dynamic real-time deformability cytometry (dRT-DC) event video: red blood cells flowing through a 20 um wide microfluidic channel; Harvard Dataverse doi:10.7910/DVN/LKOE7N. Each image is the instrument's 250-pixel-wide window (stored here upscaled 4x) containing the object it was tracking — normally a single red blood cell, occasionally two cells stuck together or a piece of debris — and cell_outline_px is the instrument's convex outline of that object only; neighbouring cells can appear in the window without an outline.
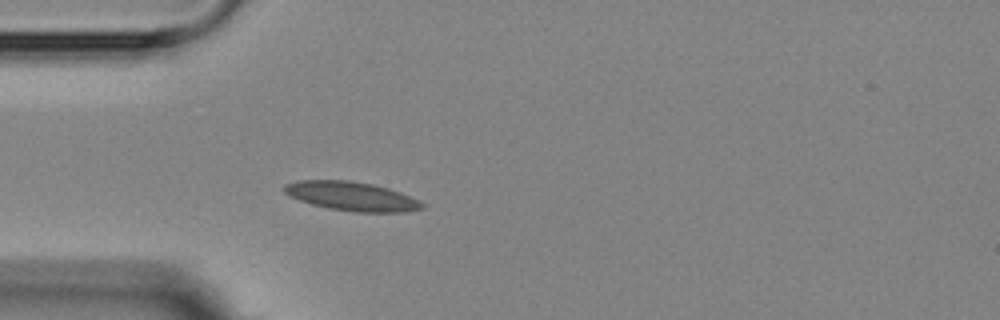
{"species": "Egyptian fruit bat (a non-hibernating species)", "species_latin": "Rousettus aegyptiacus", "temperature_condition": "room temperature", "stored_images_in_passage": 1, "camera_frame_rate_fps": 3000, "um_per_image_px": 0.085, "animal": {"sex": "female"}, "frame": {"image": 1, "passage_image": 1, "time_ms": 0.0, "image_size_px": [1000, 320], "cell_outline_px": [[424, 208], [404, 212], [352, 212], [328, 208], [312, 204], [300, 200], [284, 192], [284, 184], [300, 180], [348, 180], [372, 184], [388, 188], [400, 192], [424, 204]], "centroid_in_image_um": [29.88, 16.68], "position_along_channel_um": 55.1, "area_um2": 23.06}}